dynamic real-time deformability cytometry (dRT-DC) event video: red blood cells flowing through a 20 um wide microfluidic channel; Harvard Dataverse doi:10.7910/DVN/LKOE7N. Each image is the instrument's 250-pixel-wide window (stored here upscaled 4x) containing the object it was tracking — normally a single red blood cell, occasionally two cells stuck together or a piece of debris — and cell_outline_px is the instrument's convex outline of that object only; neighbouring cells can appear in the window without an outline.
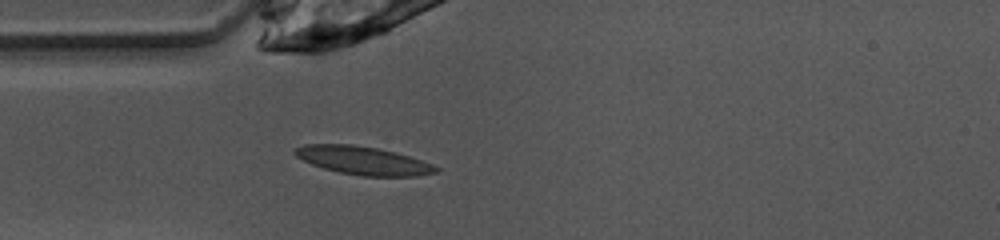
{"species": "common noctule bat (a hibernating species)", "species_latin": "Nyctalus noctula", "temperature_condition": "warm", "stored_images_in_passage": 37, "camera_frame_rate_fps": 3000, "um_per_image_px": 0.085, "animal": {"sex": "female", "body_mass_g": 10.0, "forearm_length_mm": 53.1}, "frame": {"image": 1, "passage_image": 1, "time_ms": 0.0, "image_size_px": [1000, 240], "cell_outline_px": [[440, 172], [416, 176], [360, 176], [340, 172], [324, 168], [312, 164], [296, 156], [292, 152], [296, 148], [304, 144], [352, 144], [376, 148], [396, 152], [432, 164], [440, 168]], "centroid_in_image_um": [30.88, 13.65], "position_along_channel_um": 54.1, "area_um2": 23.12}}
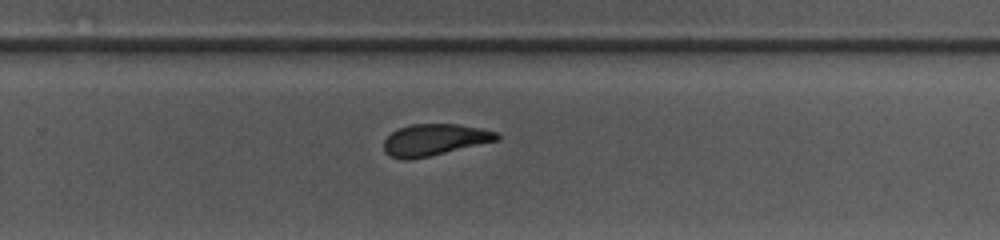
{"frame": {"image": 2, "passage_image": 19, "time_ms": 6.0, "image_size_px": [1000, 240], "cell_outline_px": [[500, 140], [428, 156], [408, 160], [404, 160], [392, 156], [384, 152], [384, 140], [392, 132], [400, 128], [412, 124], [456, 124], [480, 128], [496, 132], [500, 136]], "centroid_in_image_um": [36.94, 11.88], "position_along_channel_um": 292.9, "area_um2": 20.58}}
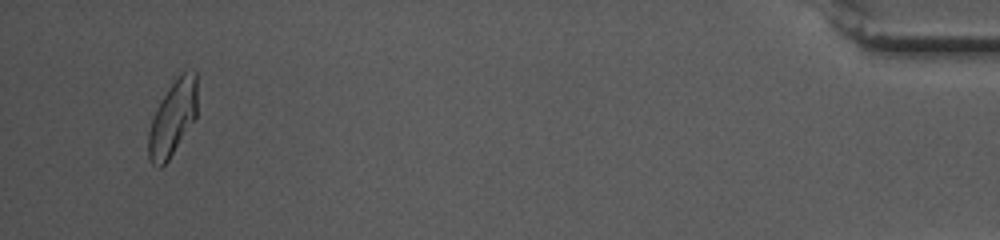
{"frame": {"image": 3, "passage_image": 35, "time_ms": 11.333, "image_size_px": [1000, 240], "cell_outline_px": [[196, 116], [168, 160], [160, 168], [156, 168], [152, 164], [148, 156], [148, 132], [156, 108], [168, 88], [184, 72], [196, 72]], "centroid_in_image_um": [14.64, 10.1], "position_along_channel_um": 420.6, "area_um2": 20.75}, "authors_computed_cell_mechanics": {"area_um2": 21.5594, "velocity_mm_per_s": 4.0029, "shape_relaxation_time_tau1_ms": null, "shape_relaxation_time_tau2_ms": 1.9518, "deformation_change_tau1": null, "deformation_change_tau2": 0.0758}}